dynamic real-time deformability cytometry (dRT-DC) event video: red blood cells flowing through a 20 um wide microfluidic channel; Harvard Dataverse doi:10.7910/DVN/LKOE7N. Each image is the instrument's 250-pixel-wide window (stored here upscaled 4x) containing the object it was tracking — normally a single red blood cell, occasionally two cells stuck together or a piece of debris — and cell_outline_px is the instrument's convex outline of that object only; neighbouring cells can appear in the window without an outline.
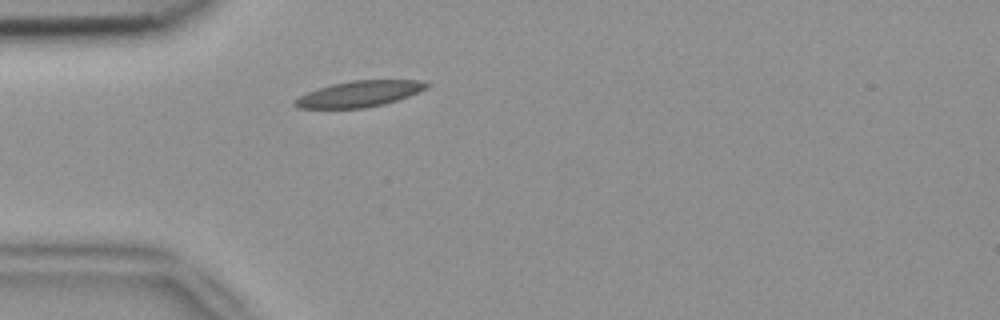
{"species": "common noctule bat (a hibernating species)", "species_latin": "Nyctalus noctula", "temperature_condition": "room temperature", "stored_images_in_passage": 1, "camera_frame_rate_fps": 3000, "um_per_image_px": 0.085, "animal": {"sex": "female", "body_mass_g": 18.4}, "frame": {"image": 1, "passage_image": 1, "time_ms": 0.0, "image_size_px": [1000, 320], "cell_outline_px": [[432, 84], [428, 88], [408, 96], [384, 104], [364, 108], [296, 108], [292, 104], [292, 100], [316, 88], [332, 84], [352, 80], [424, 80]], "centroid_in_image_um": [30.54, 7.97], "position_along_channel_um": 54.5, "area_um2": 20.11}}